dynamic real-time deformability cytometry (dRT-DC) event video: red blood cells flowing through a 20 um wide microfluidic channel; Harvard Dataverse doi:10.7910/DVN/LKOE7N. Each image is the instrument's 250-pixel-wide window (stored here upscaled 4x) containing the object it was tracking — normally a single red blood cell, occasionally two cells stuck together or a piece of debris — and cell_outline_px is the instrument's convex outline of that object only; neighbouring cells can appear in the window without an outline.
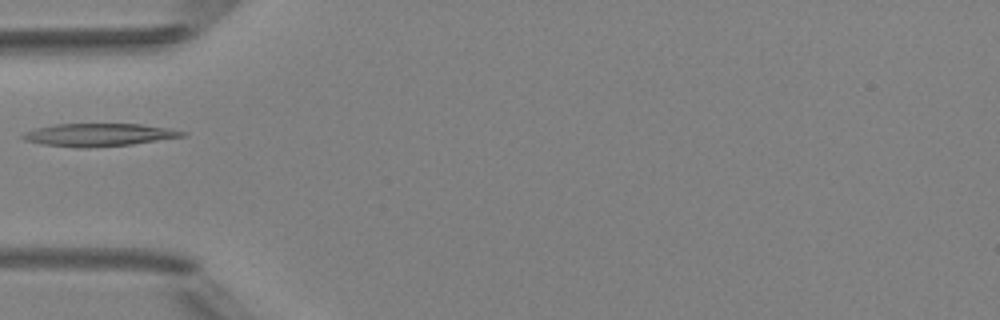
{"species": "Egyptian fruit bat (a non-hibernating species)", "species_latin": "Rousettus aegyptiacus", "temperature_condition": "room temperature", "stored_images_in_passage": 5, "camera_frame_rate_fps": 3000, "um_per_image_px": 0.085, "animal": {"sex": "female"}, "frame": {"image": 1, "passage_image": 3, "time_ms": 2.333, "image_size_px": [1000, 320], "cell_outline_px": [[188, 132], [184, 136], [132, 144], [88, 148], [80, 148], [44, 144], [24, 140], [20, 136], [24, 132], [36, 128], [56, 124], [140, 124], [168, 128]], "centroid_in_image_um": [8.38, 11.46], "position_along_channel_um": 76.6, "area_um2": 21.04}}
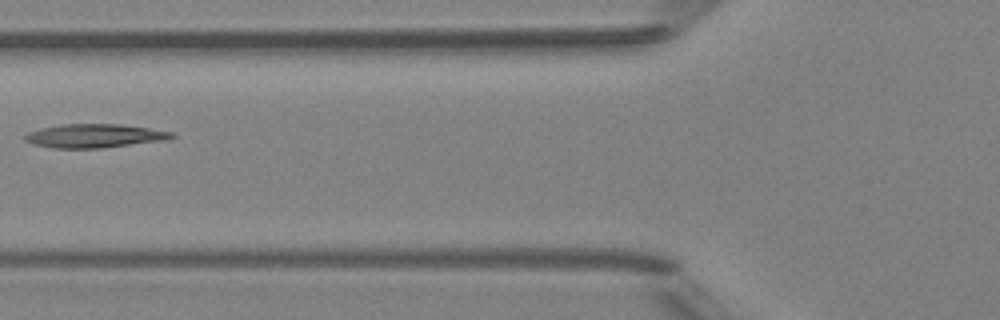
{"frame": {"image": 2, "passage_image": 4, "time_ms": 3.333, "image_size_px": [1000, 320], "cell_outline_px": [[176, 136], [168, 140], [104, 148], [52, 148], [36, 144], [24, 140], [24, 136], [28, 132], [40, 128], [64, 124], [120, 124], [176, 132]], "centroid_in_image_um": [8.1, 11.55], "position_along_channel_um": 117.7, "area_um2": 20.4}}
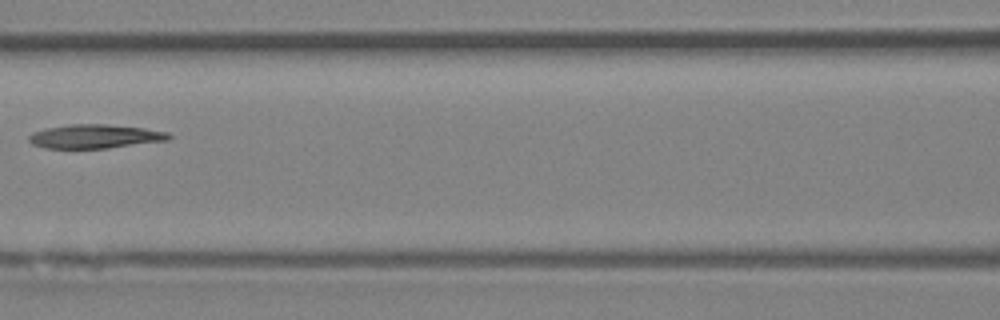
{"frame": {"image": 3, "passage_image": 5, "time_ms": 4.333, "image_size_px": [1000, 320], "cell_outline_px": [[172, 136], [168, 140], [108, 148], [44, 148], [32, 144], [28, 140], [28, 136], [32, 132], [44, 128], [68, 124], [104, 124], [144, 128], [168, 132]], "centroid_in_image_um": [8.03, 11.59], "position_along_channel_um": 158.6, "area_um2": 19.54}}